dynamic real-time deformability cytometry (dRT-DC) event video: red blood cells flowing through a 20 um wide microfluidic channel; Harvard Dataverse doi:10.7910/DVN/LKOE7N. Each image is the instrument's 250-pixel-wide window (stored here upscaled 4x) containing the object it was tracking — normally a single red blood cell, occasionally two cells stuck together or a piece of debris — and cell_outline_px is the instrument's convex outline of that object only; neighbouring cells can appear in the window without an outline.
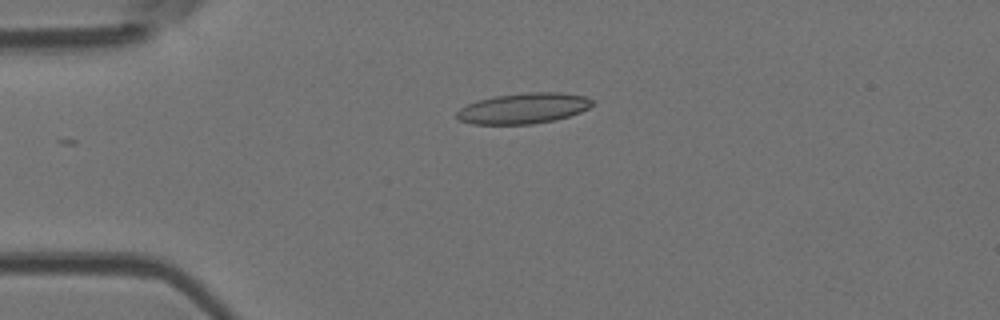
{"species": "Egyptian fruit bat (a non-hibernating species)", "species_latin": "Rousettus aegyptiacus", "temperature_condition": "room temperature", "stored_images_in_passage": 7, "camera_frame_rate_fps": 3000, "um_per_image_px": 0.085, "animal": {"sex": "female"}, "frame": {"image": 1, "passage_image": 7, "time_ms": 6.667, "image_size_px": [1000, 320], "cell_outline_px": [[596, 100], [588, 108], [580, 112], [556, 120], [532, 124], [472, 124], [456, 120], [456, 112], [460, 108], [476, 100], [496, 96], [528, 92], [560, 92], [584, 96]], "centroid_in_image_um": [44.48, 9.21], "position_along_channel_um": 40.5, "area_um2": 24.33}}